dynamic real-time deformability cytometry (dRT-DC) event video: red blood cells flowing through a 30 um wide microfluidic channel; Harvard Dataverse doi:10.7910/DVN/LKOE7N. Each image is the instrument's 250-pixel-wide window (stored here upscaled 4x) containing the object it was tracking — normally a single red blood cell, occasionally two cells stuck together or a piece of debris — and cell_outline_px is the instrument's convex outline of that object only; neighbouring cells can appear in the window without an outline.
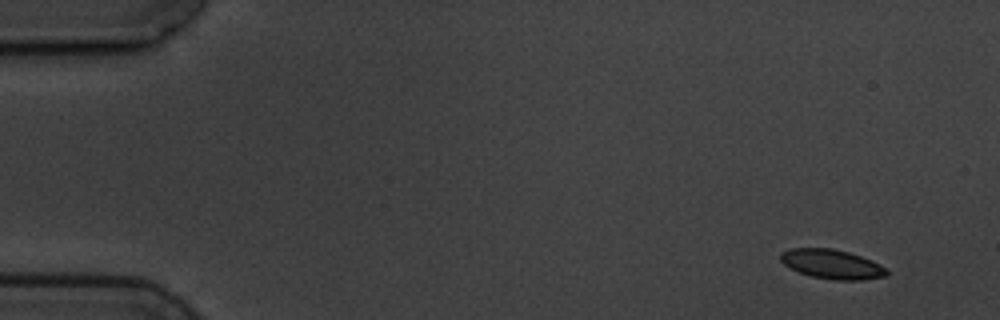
{"species": "common noctule bat (a hibernating species)", "species_latin": "Nyctalus noctula", "temperature_condition": "cold", "stored_images_in_passage": 5, "camera_frame_rate_fps": 3000, "um_per_image_px": 0.085, "animal": {"sex": "male", "body_mass_g": 19.5, "forearm_length_mm": 54.6}, "frame": {"image": 1, "passage_image": 1, "time_ms": 0.0, "image_size_px": [1000, 320], "cell_outline_px": [[888, 276], [860, 280], [832, 280], [812, 276], [800, 272], [784, 264], [780, 260], [780, 252], [788, 248], [832, 248], [848, 252], [872, 260], [888, 268]], "centroid_in_image_um": [70.73, 22.45], "position_along_channel_um": 14.3, "area_um2": 18.26}}